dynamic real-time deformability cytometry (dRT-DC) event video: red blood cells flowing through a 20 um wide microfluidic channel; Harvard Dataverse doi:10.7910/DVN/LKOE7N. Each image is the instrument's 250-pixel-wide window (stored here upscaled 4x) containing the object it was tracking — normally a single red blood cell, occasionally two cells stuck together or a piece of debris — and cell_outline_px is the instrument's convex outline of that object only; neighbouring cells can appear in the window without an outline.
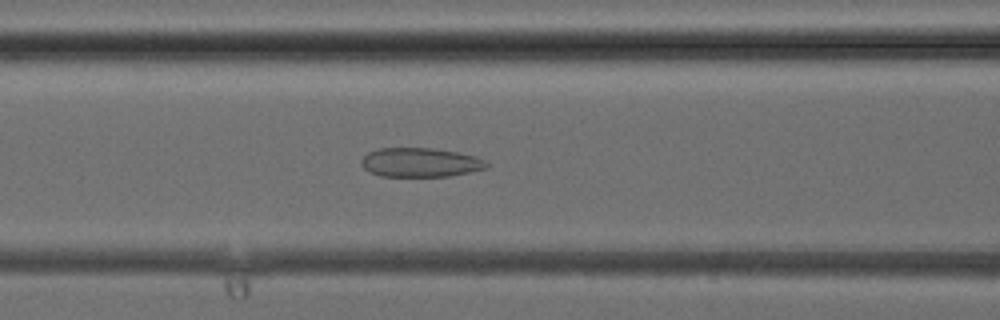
{"species": "common noctule bat (a hibernating species)", "species_latin": "Nyctalus noctula", "temperature_condition": "cold", "stored_images_in_passage": 38, "camera_frame_rate_fps": 3000, "um_per_image_px": 0.085, "animal": {"sex": "female", "body_mass_g": 24.6, "forearm_length_mm": 56.2}, "frame": {"image": 1, "passage_image": 16, "time_ms": 5.0, "image_size_px": [1000, 320], "cell_outline_px": [[488, 168], [448, 176], [380, 176], [368, 172], [360, 164], [360, 160], [368, 152], [380, 148], [432, 148], [456, 152], [476, 156], [484, 160], [488, 164]], "centroid_in_image_um": [35.69, 13.8], "position_along_channel_um": 130.9, "area_um2": 21.27}}
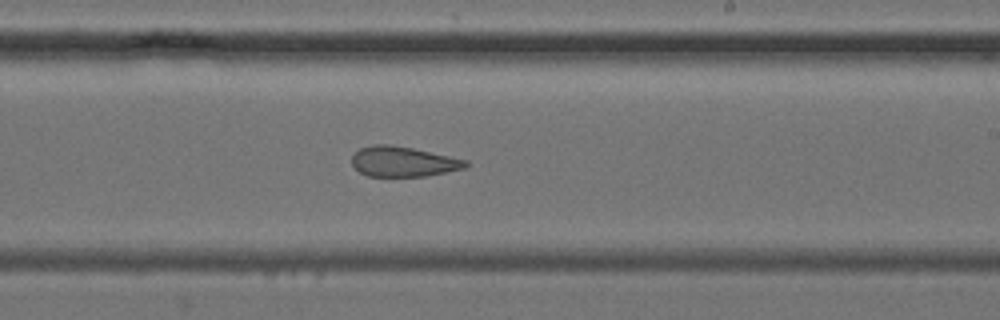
{"frame": {"image": 2, "passage_image": 23, "time_ms": 7.333, "image_size_px": [1000, 320], "cell_outline_px": [[468, 168], [428, 176], [368, 176], [360, 172], [352, 164], [352, 156], [360, 148], [372, 144], [388, 144], [412, 148], [468, 160]], "centroid_in_image_um": [34.3, 13.74], "position_along_channel_um": 254.7, "area_um2": 20.06}}
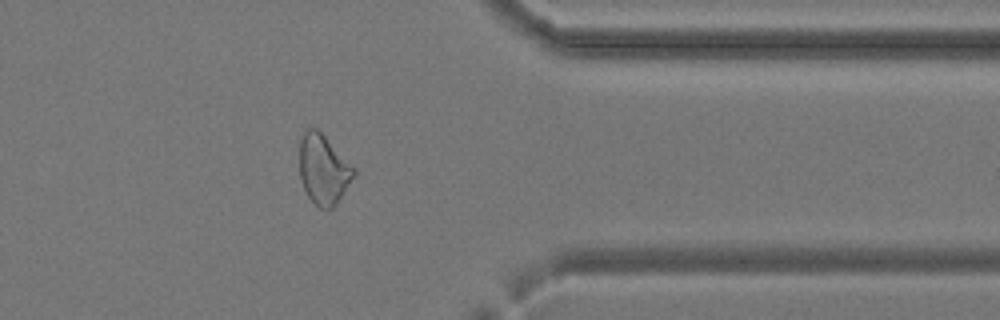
{"frame": {"image": 3, "passage_image": 31, "time_ms": 10.0, "image_size_px": [1000, 320], "cell_outline_px": [[356, 176], [332, 208], [320, 208], [308, 196], [300, 180], [300, 136], [308, 128], [316, 128], [356, 168]], "centroid_in_image_um": [27.5, 14.39], "position_along_channel_um": 383.9, "area_um2": 21.91}}